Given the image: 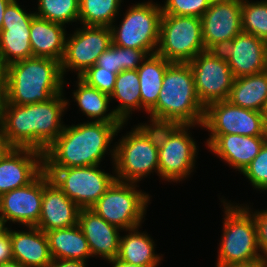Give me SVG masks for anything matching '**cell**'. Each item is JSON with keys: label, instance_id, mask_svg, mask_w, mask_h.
Wrapping results in <instances>:
<instances>
[{"label": "cell", "instance_id": "1", "mask_svg": "<svg viewBox=\"0 0 267 267\" xmlns=\"http://www.w3.org/2000/svg\"><path fill=\"white\" fill-rule=\"evenodd\" d=\"M69 105L64 92L45 102L1 104L0 129L6 143L9 147L31 148L44 153L64 129L62 117Z\"/></svg>", "mask_w": 267, "mask_h": 267}, {"label": "cell", "instance_id": "2", "mask_svg": "<svg viewBox=\"0 0 267 267\" xmlns=\"http://www.w3.org/2000/svg\"><path fill=\"white\" fill-rule=\"evenodd\" d=\"M124 125L127 126V123L89 120L76 125H65L57 139L43 153L44 168L100 165L108 151L113 164L115 146L112 147L111 143Z\"/></svg>", "mask_w": 267, "mask_h": 267}, {"label": "cell", "instance_id": "3", "mask_svg": "<svg viewBox=\"0 0 267 267\" xmlns=\"http://www.w3.org/2000/svg\"><path fill=\"white\" fill-rule=\"evenodd\" d=\"M205 106L195 88L189 63H171L163 77L156 105L148 112L149 125H201Z\"/></svg>", "mask_w": 267, "mask_h": 267}, {"label": "cell", "instance_id": "4", "mask_svg": "<svg viewBox=\"0 0 267 267\" xmlns=\"http://www.w3.org/2000/svg\"><path fill=\"white\" fill-rule=\"evenodd\" d=\"M61 63L30 57L10 63L5 71V97L1 104L27 105L45 102L64 90Z\"/></svg>", "mask_w": 267, "mask_h": 267}, {"label": "cell", "instance_id": "5", "mask_svg": "<svg viewBox=\"0 0 267 267\" xmlns=\"http://www.w3.org/2000/svg\"><path fill=\"white\" fill-rule=\"evenodd\" d=\"M131 129L114 145L116 180L139 183L153 172L159 176L157 125L143 122Z\"/></svg>", "mask_w": 267, "mask_h": 267}, {"label": "cell", "instance_id": "6", "mask_svg": "<svg viewBox=\"0 0 267 267\" xmlns=\"http://www.w3.org/2000/svg\"><path fill=\"white\" fill-rule=\"evenodd\" d=\"M224 221L215 267L246 263L262 259L257 243L254 215L243 204L220 198ZM243 205V206H242Z\"/></svg>", "mask_w": 267, "mask_h": 267}, {"label": "cell", "instance_id": "7", "mask_svg": "<svg viewBox=\"0 0 267 267\" xmlns=\"http://www.w3.org/2000/svg\"><path fill=\"white\" fill-rule=\"evenodd\" d=\"M197 126L203 128L201 125H157L161 180L177 183L186 180L194 171L199 149L190 128Z\"/></svg>", "mask_w": 267, "mask_h": 267}, {"label": "cell", "instance_id": "8", "mask_svg": "<svg viewBox=\"0 0 267 267\" xmlns=\"http://www.w3.org/2000/svg\"><path fill=\"white\" fill-rule=\"evenodd\" d=\"M137 185L115 180L90 209L122 231L142 226L151 197Z\"/></svg>", "mask_w": 267, "mask_h": 267}, {"label": "cell", "instance_id": "9", "mask_svg": "<svg viewBox=\"0 0 267 267\" xmlns=\"http://www.w3.org/2000/svg\"><path fill=\"white\" fill-rule=\"evenodd\" d=\"M121 19V24L111 26L112 44L124 48L157 51L159 43L161 4L150 1L130 5ZM115 24V25H114ZM119 26V27H118Z\"/></svg>", "mask_w": 267, "mask_h": 267}, {"label": "cell", "instance_id": "10", "mask_svg": "<svg viewBox=\"0 0 267 267\" xmlns=\"http://www.w3.org/2000/svg\"><path fill=\"white\" fill-rule=\"evenodd\" d=\"M204 51L201 18L162 14L157 54L171 63H189Z\"/></svg>", "mask_w": 267, "mask_h": 267}, {"label": "cell", "instance_id": "11", "mask_svg": "<svg viewBox=\"0 0 267 267\" xmlns=\"http://www.w3.org/2000/svg\"><path fill=\"white\" fill-rule=\"evenodd\" d=\"M99 167L44 168V171L76 205L90 208L116 180L114 169L112 175Z\"/></svg>", "mask_w": 267, "mask_h": 267}, {"label": "cell", "instance_id": "12", "mask_svg": "<svg viewBox=\"0 0 267 267\" xmlns=\"http://www.w3.org/2000/svg\"><path fill=\"white\" fill-rule=\"evenodd\" d=\"M202 127L209 135L267 136V124L261 112L238 107L228 100L205 107Z\"/></svg>", "mask_w": 267, "mask_h": 267}, {"label": "cell", "instance_id": "13", "mask_svg": "<svg viewBox=\"0 0 267 267\" xmlns=\"http://www.w3.org/2000/svg\"><path fill=\"white\" fill-rule=\"evenodd\" d=\"M189 65L194 74L197 95L205 107L212 102L228 100L235 77L220 51L199 53Z\"/></svg>", "mask_w": 267, "mask_h": 267}, {"label": "cell", "instance_id": "14", "mask_svg": "<svg viewBox=\"0 0 267 267\" xmlns=\"http://www.w3.org/2000/svg\"><path fill=\"white\" fill-rule=\"evenodd\" d=\"M112 44L110 27L80 26L66 37L65 53L61 61L63 78L74 71L77 77L96 64L98 57ZM78 71V72H77Z\"/></svg>", "mask_w": 267, "mask_h": 267}, {"label": "cell", "instance_id": "15", "mask_svg": "<svg viewBox=\"0 0 267 267\" xmlns=\"http://www.w3.org/2000/svg\"><path fill=\"white\" fill-rule=\"evenodd\" d=\"M242 0H214L201 17L206 50L220 51L242 32Z\"/></svg>", "mask_w": 267, "mask_h": 267}, {"label": "cell", "instance_id": "16", "mask_svg": "<svg viewBox=\"0 0 267 267\" xmlns=\"http://www.w3.org/2000/svg\"><path fill=\"white\" fill-rule=\"evenodd\" d=\"M17 0H12L5 9L0 31V59L10 63L33 57L30 44V24L36 16L27 12Z\"/></svg>", "mask_w": 267, "mask_h": 267}, {"label": "cell", "instance_id": "17", "mask_svg": "<svg viewBox=\"0 0 267 267\" xmlns=\"http://www.w3.org/2000/svg\"><path fill=\"white\" fill-rule=\"evenodd\" d=\"M43 171L28 185L0 196V214L5 223L36 226L41 215Z\"/></svg>", "mask_w": 267, "mask_h": 267}, {"label": "cell", "instance_id": "18", "mask_svg": "<svg viewBox=\"0 0 267 267\" xmlns=\"http://www.w3.org/2000/svg\"><path fill=\"white\" fill-rule=\"evenodd\" d=\"M44 170L43 153L9 147L0 158V196L31 183Z\"/></svg>", "mask_w": 267, "mask_h": 267}, {"label": "cell", "instance_id": "19", "mask_svg": "<svg viewBox=\"0 0 267 267\" xmlns=\"http://www.w3.org/2000/svg\"><path fill=\"white\" fill-rule=\"evenodd\" d=\"M220 52L235 78L267 70V41L250 33L242 31Z\"/></svg>", "mask_w": 267, "mask_h": 267}, {"label": "cell", "instance_id": "20", "mask_svg": "<svg viewBox=\"0 0 267 267\" xmlns=\"http://www.w3.org/2000/svg\"><path fill=\"white\" fill-rule=\"evenodd\" d=\"M80 209L43 170L41 215L36 227L44 232L73 227L78 224Z\"/></svg>", "mask_w": 267, "mask_h": 267}, {"label": "cell", "instance_id": "21", "mask_svg": "<svg viewBox=\"0 0 267 267\" xmlns=\"http://www.w3.org/2000/svg\"><path fill=\"white\" fill-rule=\"evenodd\" d=\"M205 145L218 158L240 174L259 154L267 136H242L238 134L208 135Z\"/></svg>", "mask_w": 267, "mask_h": 267}, {"label": "cell", "instance_id": "22", "mask_svg": "<svg viewBox=\"0 0 267 267\" xmlns=\"http://www.w3.org/2000/svg\"><path fill=\"white\" fill-rule=\"evenodd\" d=\"M81 228L93 257L107 261L118 257L121 229L108 223L90 208H81L78 215Z\"/></svg>", "mask_w": 267, "mask_h": 267}, {"label": "cell", "instance_id": "23", "mask_svg": "<svg viewBox=\"0 0 267 267\" xmlns=\"http://www.w3.org/2000/svg\"><path fill=\"white\" fill-rule=\"evenodd\" d=\"M25 228L11 229L13 258L25 267H49L53 258L46 233L36 226Z\"/></svg>", "mask_w": 267, "mask_h": 267}, {"label": "cell", "instance_id": "24", "mask_svg": "<svg viewBox=\"0 0 267 267\" xmlns=\"http://www.w3.org/2000/svg\"><path fill=\"white\" fill-rule=\"evenodd\" d=\"M66 26L35 16L30 24V44L34 57L61 63L66 45Z\"/></svg>", "mask_w": 267, "mask_h": 267}, {"label": "cell", "instance_id": "25", "mask_svg": "<svg viewBox=\"0 0 267 267\" xmlns=\"http://www.w3.org/2000/svg\"><path fill=\"white\" fill-rule=\"evenodd\" d=\"M140 227L123 231L126 235L120 236L117 258L141 267H158L163 255L155 252L154 240L147 232H139Z\"/></svg>", "mask_w": 267, "mask_h": 267}, {"label": "cell", "instance_id": "26", "mask_svg": "<svg viewBox=\"0 0 267 267\" xmlns=\"http://www.w3.org/2000/svg\"><path fill=\"white\" fill-rule=\"evenodd\" d=\"M45 233L53 259L87 261L92 258L88 242L78 224Z\"/></svg>", "mask_w": 267, "mask_h": 267}, {"label": "cell", "instance_id": "27", "mask_svg": "<svg viewBox=\"0 0 267 267\" xmlns=\"http://www.w3.org/2000/svg\"><path fill=\"white\" fill-rule=\"evenodd\" d=\"M170 64L171 62L154 53L150 54L137 68L141 94V110H144L147 114L157 103L163 77Z\"/></svg>", "mask_w": 267, "mask_h": 267}, {"label": "cell", "instance_id": "28", "mask_svg": "<svg viewBox=\"0 0 267 267\" xmlns=\"http://www.w3.org/2000/svg\"><path fill=\"white\" fill-rule=\"evenodd\" d=\"M76 83V90H73L72 98L79 111L84 113L90 121L106 122V123H123L113 109L109 111L111 102L110 96L106 93L100 92L98 89L88 86L79 77ZM108 112V113H107Z\"/></svg>", "mask_w": 267, "mask_h": 267}, {"label": "cell", "instance_id": "29", "mask_svg": "<svg viewBox=\"0 0 267 267\" xmlns=\"http://www.w3.org/2000/svg\"><path fill=\"white\" fill-rule=\"evenodd\" d=\"M267 99V70L235 78L228 101L261 112Z\"/></svg>", "mask_w": 267, "mask_h": 267}, {"label": "cell", "instance_id": "30", "mask_svg": "<svg viewBox=\"0 0 267 267\" xmlns=\"http://www.w3.org/2000/svg\"><path fill=\"white\" fill-rule=\"evenodd\" d=\"M113 100L120 102L113 108L114 113L123 122L127 123L132 112L141 110V94L137 69L124 70L117 74L115 87L110 95Z\"/></svg>", "mask_w": 267, "mask_h": 267}, {"label": "cell", "instance_id": "31", "mask_svg": "<svg viewBox=\"0 0 267 267\" xmlns=\"http://www.w3.org/2000/svg\"><path fill=\"white\" fill-rule=\"evenodd\" d=\"M124 0H79V23L85 26L110 27L117 22Z\"/></svg>", "mask_w": 267, "mask_h": 267}, {"label": "cell", "instance_id": "32", "mask_svg": "<svg viewBox=\"0 0 267 267\" xmlns=\"http://www.w3.org/2000/svg\"><path fill=\"white\" fill-rule=\"evenodd\" d=\"M37 3L34 13L39 18L64 26L79 22V0H38Z\"/></svg>", "mask_w": 267, "mask_h": 267}, {"label": "cell", "instance_id": "33", "mask_svg": "<svg viewBox=\"0 0 267 267\" xmlns=\"http://www.w3.org/2000/svg\"><path fill=\"white\" fill-rule=\"evenodd\" d=\"M242 31L267 41V0H242Z\"/></svg>", "mask_w": 267, "mask_h": 267}, {"label": "cell", "instance_id": "34", "mask_svg": "<svg viewBox=\"0 0 267 267\" xmlns=\"http://www.w3.org/2000/svg\"><path fill=\"white\" fill-rule=\"evenodd\" d=\"M260 192H267V140L261 147L259 154L241 173Z\"/></svg>", "mask_w": 267, "mask_h": 267}, {"label": "cell", "instance_id": "35", "mask_svg": "<svg viewBox=\"0 0 267 267\" xmlns=\"http://www.w3.org/2000/svg\"><path fill=\"white\" fill-rule=\"evenodd\" d=\"M214 0H165L162 14L201 18Z\"/></svg>", "mask_w": 267, "mask_h": 267}, {"label": "cell", "instance_id": "36", "mask_svg": "<svg viewBox=\"0 0 267 267\" xmlns=\"http://www.w3.org/2000/svg\"><path fill=\"white\" fill-rule=\"evenodd\" d=\"M117 73L113 70L103 69L96 64L88 68L79 78L88 86L98 89L109 96L112 94Z\"/></svg>", "mask_w": 267, "mask_h": 267}, {"label": "cell", "instance_id": "37", "mask_svg": "<svg viewBox=\"0 0 267 267\" xmlns=\"http://www.w3.org/2000/svg\"><path fill=\"white\" fill-rule=\"evenodd\" d=\"M253 215L257 228V243L262 258L267 259V209L251 210L247 204L244 205Z\"/></svg>", "mask_w": 267, "mask_h": 267}, {"label": "cell", "instance_id": "38", "mask_svg": "<svg viewBox=\"0 0 267 267\" xmlns=\"http://www.w3.org/2000/svg\"><path fill=\"white\" fill-rule=\"evenodd\" d=\"M96 65L103 69L113 70L117 74L122 72L121 46L111 44V46L98 57Z\"/></svg>", "mask_w": 267, "mask_h": 267}, {"label": "cell", "instance_id": "39", "mask_svg": "<svg viewBox=\"0 0 267 267\" xmlns=\"http://www.w3.org/2000/svg\"><path fill=\"white\" fill-rule=\"evenodd\" d=\"M149 55L145 50L121 47L122 71L137 69Z\"/></svg>", "mask_w": 267, "mask_h": 267}, {"label": "cell", "instance_id": "40", "mask_svg": "<svg viewBox=\"0 0 267 267\" xmlns=\"http://www.w3.org/2000/svg\"><path fill=\"white\" fill-rule=\"evenodd\" d=\"M12 242H11V227L0 235V264L13 260Z\"/></svg>", "mask_w": 267, "mask_h": 267}, {"label": "cell", "instance_id": "41", "mask_svg": "<svg viewBox=\"0 0 267 267\" xmlns=\"http://www.w3.org/2000/svg\"><path fill=\"white\" fill-rule=\"evenodd\" d=\"M86 261L53 259L49 267H86Z\"/></svg>", "mask_w": 267, "mask_h": 267}, {"label": "cell", "instance_id": "42", "mask_svg": "<svg viewBox=\"0 0 267 267\" xmlns=\"http://www.w3.org/2000/svg\"><path fill=\"white\" fill-rule=\"evenodd\" d=\"M5 71H6V66L0 59V105L4 101L5 97Z\"/></svg>", "mask_w": 267, "mask_h": 267}, {"label": "cell", "instance_id": "43", "mask_svg": "<svg viewBox=\"0 0 267 267\" xmlns=\"http://www.w3.org/2000/svg\"><path fill=\"white\" fill-rule=\"evenodd\" d=\"M227 267H267V259L262 258L256 261L230 265Z\"/></svg>", "mask_w": 267, "mask_h": 267}, {"label": "cell", "instance_id": "44", "mask_svg": "<svg viewBox=\"0 0 267 267\" xmlns=\"http://www.w3.org/2000/svg\"><path fill=\"white\" fill-rule=\"evenodd\" d=\"M107 263H111L112 267H141L138 265L121 261L117 257L115 259L107 260Z\"/></svg>", "mask_w": 267, "mask_h": 267}, {"label": "cell", "instance_id": "45", "mask_svg": "<svg viewBox=\"0 0 267 267\" xmlns=\"http://www.w3.org/2000/svg\"><path fill=\"white\" fill-rule=\"evenodd\" d=\"M12 0H0V31L2 30L5 9Z\"/></svg>", "mask_w": 267, "mask_h": 267}, {"label": "cell", "instance_id": "46", "mask_svg": "<svg viewBox=\"0 0 267 267\" xmlns=\"http://www.w3.org/2000/svg\"><path fill=\"white\" fill-rule=\"evenodd\" d=\"M9 146L6 143L2 131L0 129V158L2 157V155L8 150Z\"/></svg>", "mask_w": 267, "mask_h": 267}, {"label": "cell", "instance_id": "47", "mask_svg": "<svg viewBox=\"0 0 267 267\" xmlns=\"http://www.w3.org/2000/svg\"><path fill=\"white\" fill-rule=\"evenodd\" d=\"M0 267H25L15 259L0 264Z\"/></svg>", "mask_w": 267, "mask_h": 267}, {"label": "cell", "instance_id": "48", "mask_svg": "<svg viewBox=\"0 0 267 267\" xmlns=\"http://www.w3.org/2000/svg\"><path fill=\"white\" fill-rule=\"evenodd\" d=\"M8 229V225L6 226V223L0 214V235H2L4 232H6Z\"/></svg>", "mask_w": 267, "mask_h": 267}, {"label": "cell", "instance_id": "49", "mask_svg": "<svg viewBox=\"0 0 267 267\" xmlns=\"http://www.w3.org/2000/svg\"><path fill=\"white\" fill-rule=\"evenodd\" d=\"M261 113L263 115L265 123L267 124V99H266V102L264 104V107H263Z\"/></svg>", "mask_w": 267, "mask_h": 267}]
</instances>
